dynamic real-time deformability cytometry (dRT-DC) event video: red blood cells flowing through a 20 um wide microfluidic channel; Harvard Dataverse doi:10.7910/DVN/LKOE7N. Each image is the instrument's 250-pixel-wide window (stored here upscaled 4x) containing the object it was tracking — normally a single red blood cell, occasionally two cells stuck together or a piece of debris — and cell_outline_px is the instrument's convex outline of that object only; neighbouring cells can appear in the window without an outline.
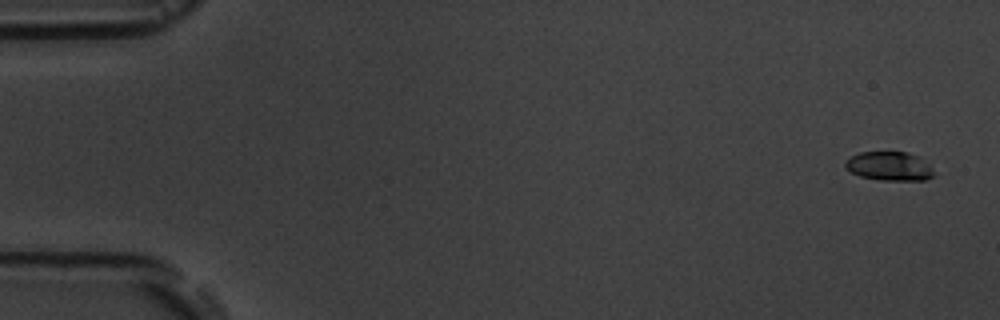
{"species": "common noctule bat (a hibernating species)", "species_latin": "Nyctalus noctula", "temperature_condition": "room temperature", "stored_images_in_passage": 15, "camera_frame_rate_fps": 3000, "um_per_image_px": 0.085, "animal": {"sex": "male", "body_mass_g": 19.5, "forearm_length_mm": 54.6}, "frame": {"image": 1, "passage_image": 1, "time_ms": 0.0, "image_size_px": [1000, 320], "cell_outline_px": [[936, 176], [924, 180], [880, 180], [860, 176], [852, 172], [844, 164], [844, 160], [860, 152], [908, 152], [920, 156], [936, 172]], "centroid_in_image_um": [75.65, 14.12], "position_along_channel_um": 9.4, "area_um2": 15.09}}
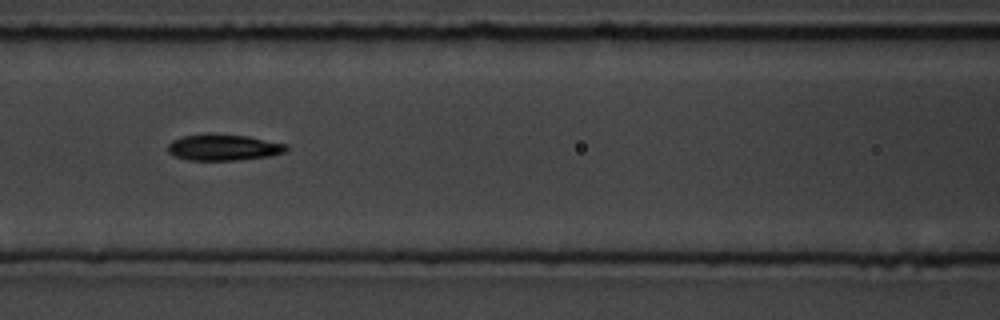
{"frame": {"image": 2, "passage_image": 7, "time_ms": 7.667, "image_size_px": [1000, 320], "cell_outline_px": [[288, 148], [284, 152], [268, 156], [236, 160], [188, 160], [176, 156], [168, 152], [168, 144], [172, 140], [184, 136], [208, 132], [212, 132], [248, 136], [288, 144]], "centroid_in_image_um": [18.99, 12.5], "position_along_channel_um": 147.6, "area_um2": 18.32}}
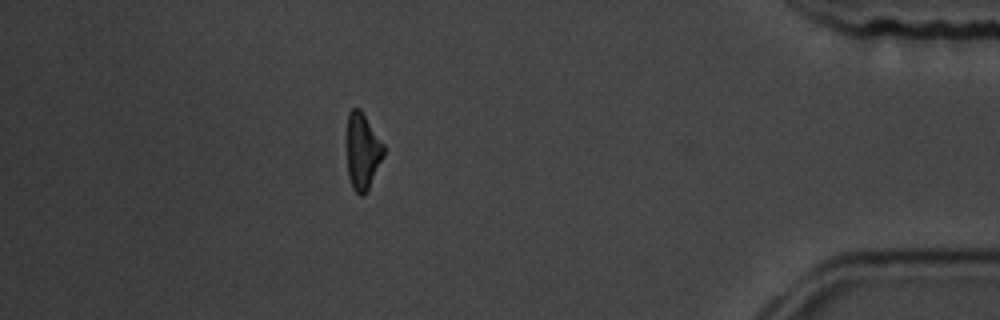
{"frame": {"image": 3, "passage_image": 14, "time_ms": 16.0, "image_size_px": [1000, 320], "cell_outline_px": [[384, 156], [368, 188], [360, 196], [352, 188], [348, 176], [344, 144], [344, 136], [348, 112], [352, 108], [360, 108], [384, 144]], "centroid_in_image_um": [30.74, 12.79], "position_along_channel_um": 404.5, "area_um2": 17.11}, "authors_computed_cell_mechanics": {"area_um2": 17.1088, "velocity_mm_per_s": 3.6312, "shape_relaxation_time_tau1_ms": 1.8932, "shape_relaxation_time_tau2_ms": null, "deformation_change_tau1": 0.09, "deformation_change_tau2": null}}